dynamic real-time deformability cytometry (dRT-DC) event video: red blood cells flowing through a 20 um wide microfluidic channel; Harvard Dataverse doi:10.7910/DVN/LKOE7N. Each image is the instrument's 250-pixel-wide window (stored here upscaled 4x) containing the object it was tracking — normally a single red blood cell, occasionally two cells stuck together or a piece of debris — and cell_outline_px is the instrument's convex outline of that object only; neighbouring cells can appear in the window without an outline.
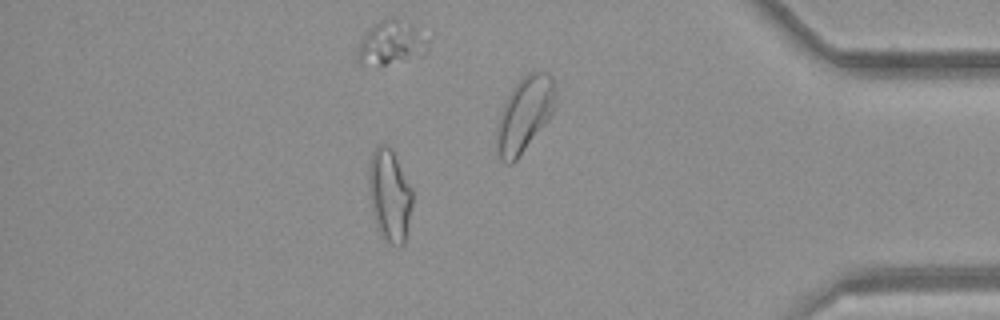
{"species": "common noctule bat (a hibernating species)", "species_latin": "Nyctalus noctula", "temperature_condition": "room temperature", "stored_images_in_passage": 49, "camera_frame_rate_fps": 3000, "um_per_image_px": 0.085, "animal": {"sex": "female", "body_mass_g": 21.9}, "frame": {"image": 1, "passage_image": 42, "time_ms": 13.667, "image_size_px": [1000, 320], "cell_outline_px": [[412, 204], [404, 244], [400, 248], [384, 240], [380, 236], [376, 224], [372, 208], [368, 176], [368, 164], [372, 152], [380, 144], [388, 144], [392, 148], [412, 188]], "centroid_in_image_um": [33.11, 16.58], "position_along_channel_um": 402.1, "area_um2": 23.64}, "authors_computed_cell_mechanics": {"area_um2": 23.0044, "velocity_mm_per_s": 4.2527, "shape_relaxation_time_tau1_ms": null, "shape_relaxation_time_tau2_ms": 2.9664, "deformation_change_tau1": null, "deformation_change_tau2": 0.1166}}